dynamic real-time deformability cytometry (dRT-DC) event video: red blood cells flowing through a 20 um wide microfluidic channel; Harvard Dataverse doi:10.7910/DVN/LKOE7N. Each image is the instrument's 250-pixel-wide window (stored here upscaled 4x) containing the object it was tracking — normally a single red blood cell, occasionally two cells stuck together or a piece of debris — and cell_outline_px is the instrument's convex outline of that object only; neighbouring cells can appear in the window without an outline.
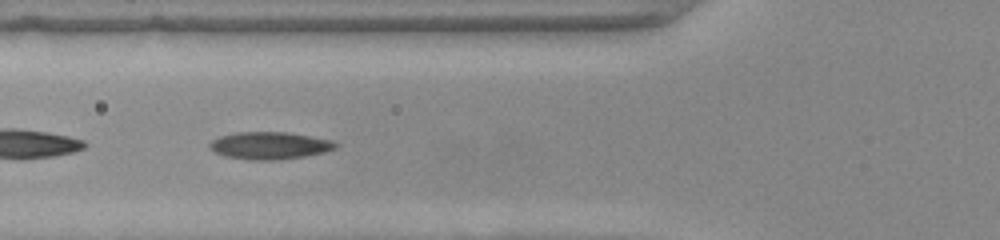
{"species": "common noctule bat (a hibernating species)", "species_latin": "Nyctalus noctula", "temperature_condition": "warm", "stored_images_in_passage": 39, "camera_frame_rate_fps": 3000, "um_per_image_px": 0.085, "animal": {"sex": "female", "body_mass_g": 22.0, "forearm_length_mm": 56.7}, "frame": {"image": 1, "passage_image": 7, "time_ms": 2.0, "image_size_px": [1000, 240], "cell_outline_px": [[340, 144], [336, 148], [324, 152], [304, 156], [280, 160], [248, 160], [224, 156], [208, 148], [208, 144], [212, 140], [220, 136], [236, 132], [284, 132], [332, 140]], "centroid_in_image_um": [22.9, 12.38], "position_along_channel_um": 102.9, "area_um2": 20.11}}
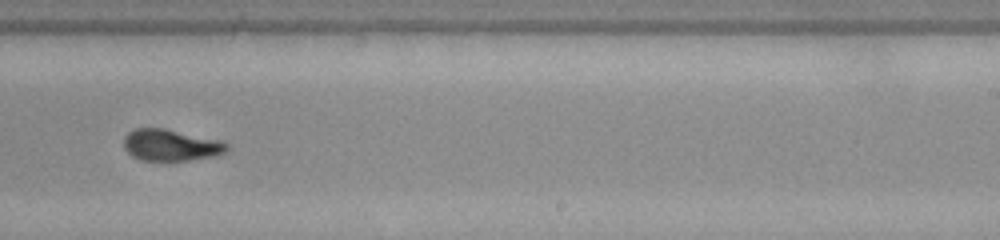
{"frame": {"image": 2, "passage_image": 20, "time_ms": 6.333, "image_size_px": [1000, 240], "cell_outline_px": [[228, 152], [216, 156], [188, 160], [140, 160], [132, 156], [124, 148], [124, 136], [128, 132], [136, 128], [164, 128], [224, 140], [228, 144]], "centroid_in_image_um": [14.57, 12.32], "position_along_channel_um": 274.4, "area_um2": 19.25}}
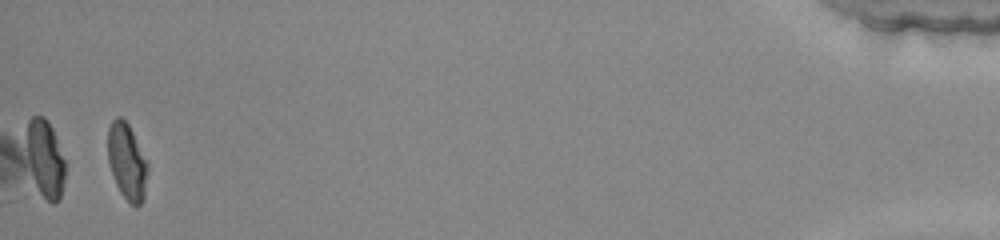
{"frame": {"image": 3, "passage_image": 38, "time_ms": 12.333, "image_size_px": [1000, 240], "cell_outline_px": [[148, 168], [144, 196], [140, 204], [136, 208], [128, 204], [120, 192], [116, 184], [108, 160], [108, 128], [112, 120], [116, 116], [120, 116], [128, 124], [148, 164]], "centroid_in_image_um": [10.79, 13.77], "position_along_channel_um": 424.4, "area_um2": 17.63}, "authors_computed_cell_mechanics": {"area_um2": 19.3052, "velocity_mm_per_s": 3.9711, "shape_relaxation_time_tau1_ms": null, "shape_relaxation_time_tau2_ms": 1.4331, "deformation_change_tau1": null, "deformation_change_tau2": 0.084}}